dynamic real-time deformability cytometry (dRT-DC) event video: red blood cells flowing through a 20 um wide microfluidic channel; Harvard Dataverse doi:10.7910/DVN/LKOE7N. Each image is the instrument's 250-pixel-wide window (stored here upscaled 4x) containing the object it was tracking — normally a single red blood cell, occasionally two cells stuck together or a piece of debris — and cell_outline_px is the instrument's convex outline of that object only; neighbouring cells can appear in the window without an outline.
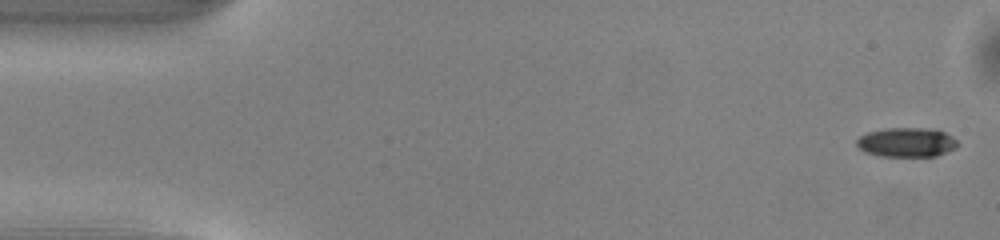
{"species": "common noctule bat (a hibernating species)", "species_latin": "Nyctalus noctula", "temperature_condition": "warm", "stored_images_in_passage": 50, "camera_frame_rate_fps": 3000, "um_per_image_px": 0.085, "animal": {"sex": "male", "body_mass_g": 13.0, "forearm_length_mm": 53.1}, "frame": {"image": 1, "passage_image": 1, "time_ms": 0.0, "image_size_px": [1000, 240], "cell_outline_px": [[956, 148], [936, 156], [880, 156], [864, 152], [856, 144], [856, 140], [860, 136], [868, 132], [888, 128], [924, 128], [944, 132], [952, 136], [956, 140]], "centroid_in_image_um": [77.03, 12.1], "position_along_channel_um": 8.0, "area_um2": 17.11}}
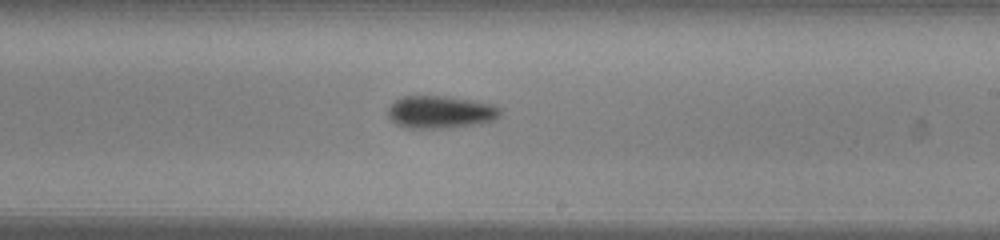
{"frame": {"image": 2, "passage_image": 29, "time_ms": 9.333, "image_size_px": [1000, 240], "cell_outline_px": [[500, 116], [496, 120], [480, 124], [452, 128], [404, 128], [396, 124], [388, 116], [388, 104], [400, 96], [448, 96], [476, 100], [492, 104], [500, 108]], "centroid_in_image_um": [37.44, 9.52], "position_along_channel_um": 251.6, "area_um2": 21.91}}
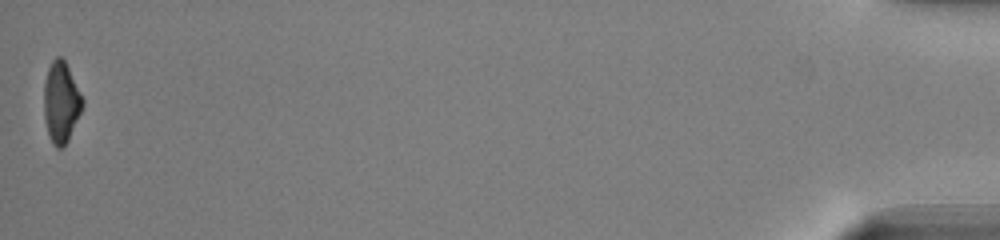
{"frame": {"image": 3, "passage_image": 50, "time_ms": 16.333, "image_size_px": [1000, 240], "cell_outline_px": [[84, 104], [68, 140], [64, 148], [56, 148], [52, 144], [44, 120], [44, 84], [48, 68], [52, 60], [56, 56], [60, 56], [64, 60], [84, 100]], "centroid_in_image_um": [5.18, 8.71], "position_along_channel_um": 430.0, "area_um2": 18.09}, "authors_computed_cell_mechanics": {"area_um2": 19.652, "velocity_mm_per_s": 4.0539, "shape_relaxation_time_tau1_ms": 2.3324, "shape_relaxation_time_tau2_ms": null, "deformation_change_tau1": 0.1403, "deformation_change_tau2": null}}